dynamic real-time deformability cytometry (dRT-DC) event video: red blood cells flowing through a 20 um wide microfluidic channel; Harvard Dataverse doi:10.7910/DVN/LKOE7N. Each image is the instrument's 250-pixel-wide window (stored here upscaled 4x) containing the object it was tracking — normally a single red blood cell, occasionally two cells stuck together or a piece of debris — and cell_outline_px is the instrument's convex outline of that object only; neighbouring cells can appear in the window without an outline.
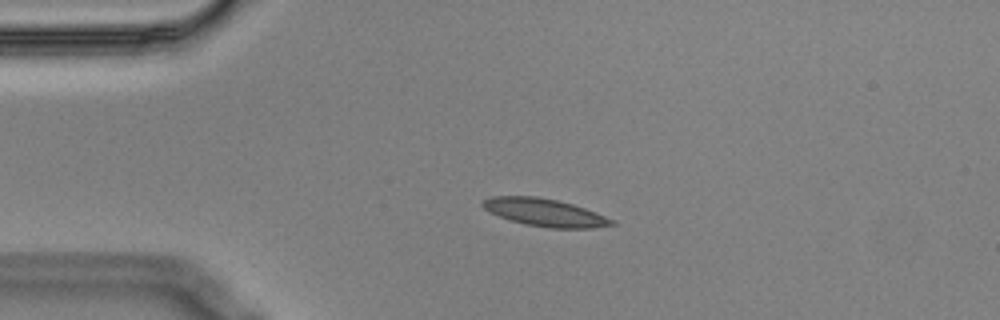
{"species": "Egyptian fruit bat (a non-hibernating species)", "species_latin": "Rousettus aegyptiacus", "temperature_condition": "cold", "stored_images_in_passage": 45, "camera_frame_rate_fps": 3000, "um_per_image_px": 0.085, "animal": {"sex": "male"}, "frame": {"image": 1, "passage_image": 1, "time_ms": 0.0, "image_size_px": [1000, 320], "cell_outline_px": [[616, 224], [592, 228], [548, 228], [524, 224], [508, 220], [488, 212], [480, 204], [484, 200], [492, 196], [536, 196], [556, 200], [572, 204], [584, 208], [616, 220]], "centroid_in_image_um": [46.28, 18.07], "position_along_channel_um": 38.7, "area_um2": 20.87}}
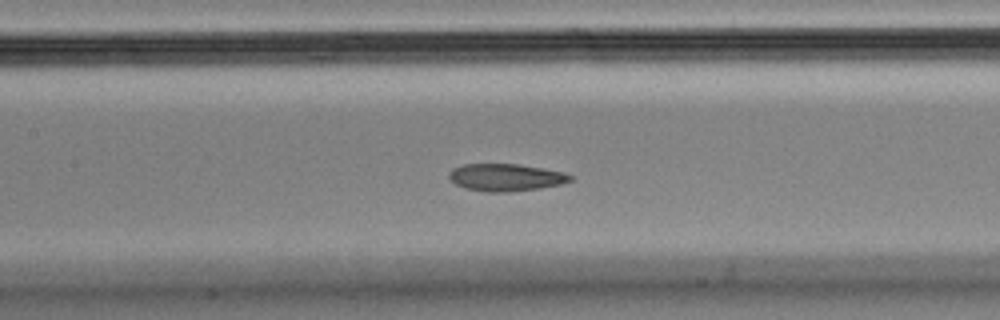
{"frame": {"image": 2, "passage_image": 14, "time_ms": 4.333, "image_size_px": [1000, 320], "cell_outline_px": [[572, 180], [564, 184], [540, 188], [508, 192], [484, 192], [464, 188], [456, 184], [448, 176], [448, 172], [452, 168], [464, 164], [520, 164], [544, 168], [564, 172], [572, 176]], "centroid_in_image_um": [43.0, 15.08], "position_along_channel_um": 164.4, "area_um2": 19.54}}
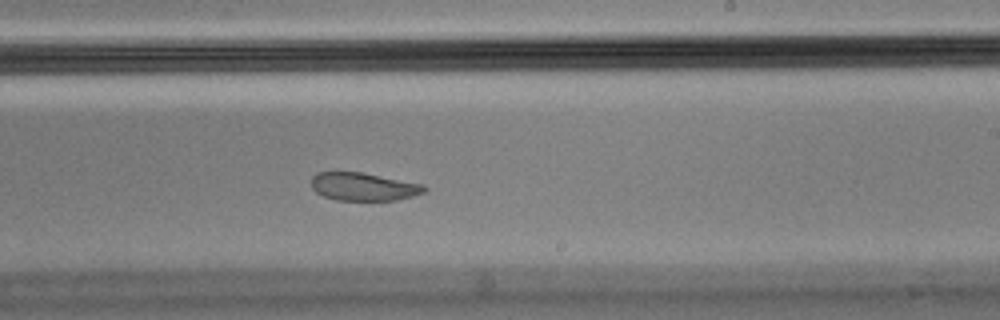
{"frame": {"image": 3, "passage_image": 22, "time_ms": 7.0, "image_size_px": [1000, 320], "cell_outline_px": [[428, 188], [424, 192], [412, 196], [396, 200], [336, 200], [324, 196], [316, 192], [312, 188], [312, 176], [316, 172], [360, 172], [424, 184]], "centroid_in_image_um": [30.9, 15.86], "position_along_channel_um": 258.1, "area_um2": 18.38}, "authors_computed_cell_mechanics": {"area_um2": 20.7502, "velocity_mm_per_s": 3.526, "shape_relaxation_time_tau1_ms": 9.6842, "shape_relaxation_time_tau2_ms": 1.8622, "deformation_change_tau1": 0.2154, "deformation_change_tau2": 0.07}}